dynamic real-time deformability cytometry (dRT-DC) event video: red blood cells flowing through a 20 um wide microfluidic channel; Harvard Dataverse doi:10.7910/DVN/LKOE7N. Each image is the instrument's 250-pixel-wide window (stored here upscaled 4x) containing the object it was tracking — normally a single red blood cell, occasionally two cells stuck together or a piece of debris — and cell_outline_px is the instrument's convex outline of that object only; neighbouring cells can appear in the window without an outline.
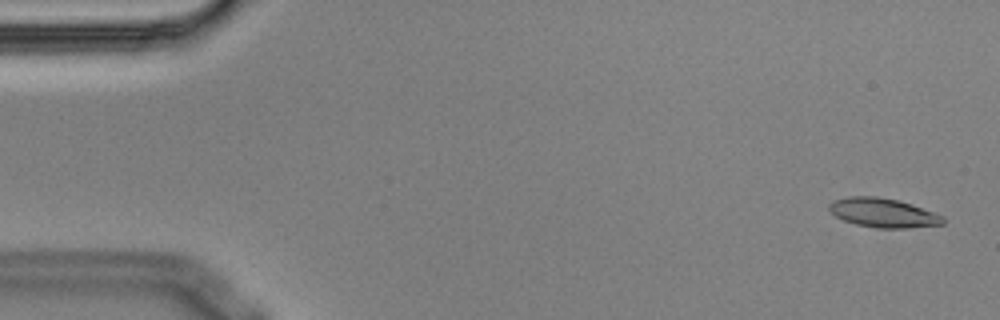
{"species": "Egyptian fruit bat (a non-hibernating species)", "species_latin": "Rousettus aegyptiacus", "temperature_condition": "cold", "stored_images_in_passage": 2, "camera_frame_rate_fps": 3000, "um_per_image_px": 0.085, "animal": {"sex": "male"}, "frame": {"image": 1, "passage_image": 2, "time_ms": 0.333, "image_size_px": [1000, 320], "cell_outline_px": [[944, 224], [908, 228], [876, 228], [856, 224], [844, 220], [836, 216], [828, 208], [828, 204], [832, 200], [848, 196], [876, 196], [900, 200], [944, 216]], "centroid_in_image_um": [75.06, 18.08], "position_along_channel_um": 9.9, "area_um2": 19.42}}